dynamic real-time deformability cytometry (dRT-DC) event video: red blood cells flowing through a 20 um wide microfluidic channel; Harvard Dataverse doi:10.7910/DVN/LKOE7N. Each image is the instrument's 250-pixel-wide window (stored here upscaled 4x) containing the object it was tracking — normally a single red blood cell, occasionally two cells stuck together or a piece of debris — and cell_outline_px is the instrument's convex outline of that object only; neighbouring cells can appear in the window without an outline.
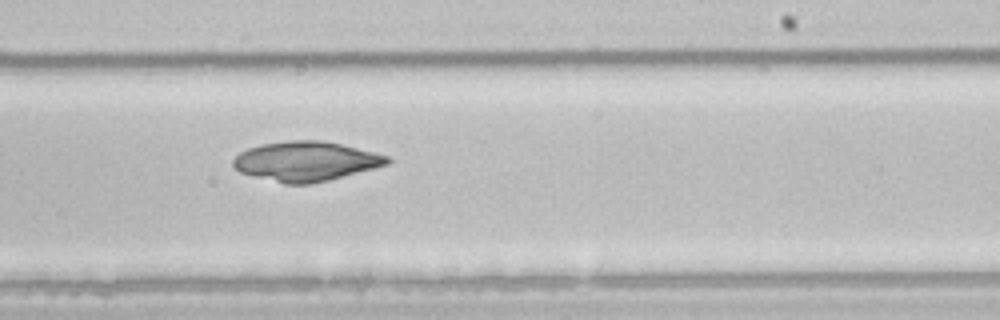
{"species": "common noctule bat (a hibernating species)", "species_latin": "Nyctalus noctula", "temperature_condition": "room temperature", "stored_images_in_passage": 51, "camera_frame_rate_fps": 3000, "um_per_image_px": 0.085, "animal": {"sex": "male", "body_mass_g": 21.5, "forearm_length_mm": 52.0}, "frame": {"image": 1, "passage_image": 31, "time_ms": 10.0, "image_size_px": [1000, 320], "cell_outline_px": [[392, 160], [388, 164], [376, 168], [312, 184], [284, 184], [252, 176], [240, 172], [232, 164], [232, 160], [240, 152], [248, 148], [260, 144], [288, 140], [320, 140], [340, 144], [388, 156]], "centroid_in_image_um": [25.97, 13.71], "position_along_channel_um": 263.0, "area_um2": 35.55}}